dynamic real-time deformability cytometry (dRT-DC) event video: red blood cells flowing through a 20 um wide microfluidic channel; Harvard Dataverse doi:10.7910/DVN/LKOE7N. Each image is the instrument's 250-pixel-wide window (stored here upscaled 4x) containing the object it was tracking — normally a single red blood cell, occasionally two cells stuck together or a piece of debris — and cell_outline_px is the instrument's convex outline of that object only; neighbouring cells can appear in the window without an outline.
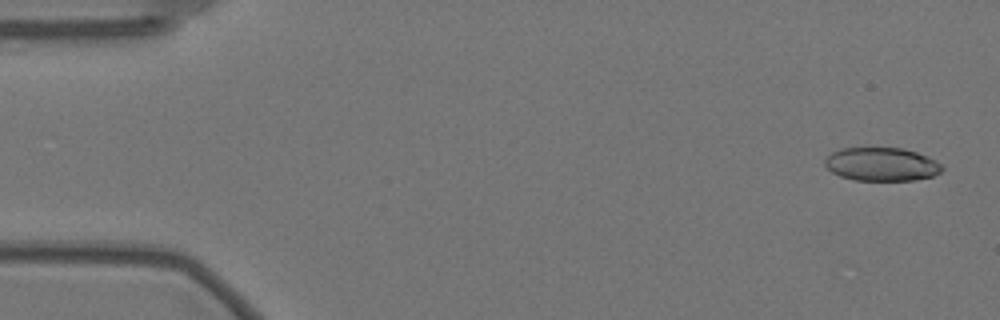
{"species": "Egyptian fruit bat (a non-hibernating species)", "species_latin": "Rousettus aegyptiacus", "temperature_condition": "warm", "stored_images_in_passage": 57, "camera_frame_rate_fps": 3000, "um_per_image_px": 0.085, "animal": {"sex": "female"}, "frame": {"image": 1, "passage_image": 2, "time_ms": 0.333, "image_size_px": [1000, 320], "cell_outline_px": [[944, 168], [940, 172], [932, 176], [916, 180], [856, 180], [840, 176], [832, 172], [824, 164], [824, 160], [832, 152], [840, 148], [904, 148], [928, 156], [936, 160]], "centroid_in_image_um": [74.94, 13.96], "position_along_channel_um": 10.1, "area_um2": 22.83}}
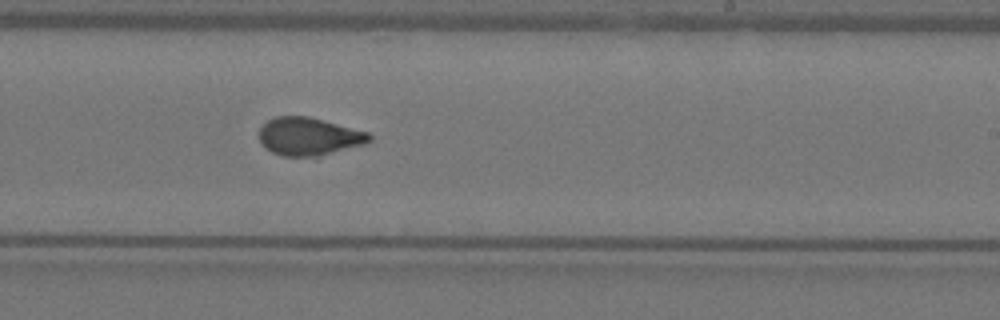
{"frame": {"image": 2, "passage_image": 34, "time_ms": 11.0, "image_size_px": [1000, 320], "cell_outline_px": [[372, 140], [368, 144], [320, 156], [284, 156], [272, 152], [264, 148], [260, 144], [260, 128], [268, 120], [276, 116], [308, 116], [368, 132], [372, 136]], "centroid_in_image_um": [26.28, 11.61], "position_along_channel_um": 262.7, "area_um2": 24.51}}
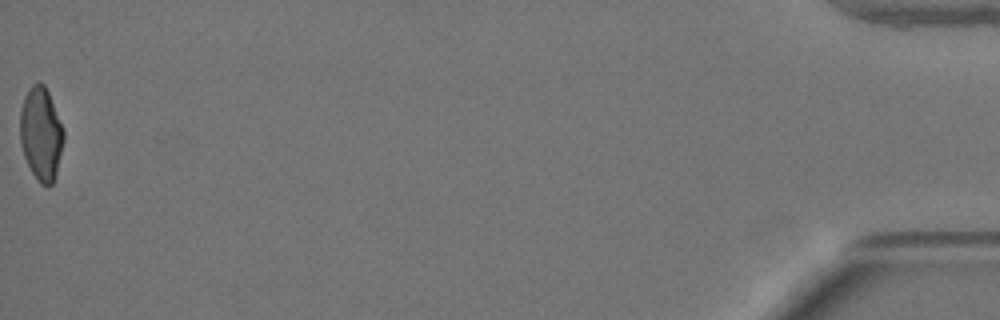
{"frame": {"image": 3, "passage_image": 57, "time_ms": 18.667, "image_size_px": [1000, 320], "cell_outline_px": [[64, 140], [56, 172], [52, 184], [48, 188], [40, 184], [36, 180], [24, 156], [20, 144], [20, 108], [24, 96], [28, 88], [32, 84], [44, 84], [48, 92], [64, 128]], "centroid_in_image_um": [3.48, 11.39], "position_along_channel_um": 431.7, "area_um2": 23.81}, "authors_computed_cell_mechanics": {"area_um2": 24.6806, "velocity_mm_per_s": 3.5362, "shape_relaxation_time_tau1_ms": 6.8491, "shape_relaxation_time_tau2_ms": null, "deformation_change_tau1": 0.1929, "deformation_change_tau2": null}}